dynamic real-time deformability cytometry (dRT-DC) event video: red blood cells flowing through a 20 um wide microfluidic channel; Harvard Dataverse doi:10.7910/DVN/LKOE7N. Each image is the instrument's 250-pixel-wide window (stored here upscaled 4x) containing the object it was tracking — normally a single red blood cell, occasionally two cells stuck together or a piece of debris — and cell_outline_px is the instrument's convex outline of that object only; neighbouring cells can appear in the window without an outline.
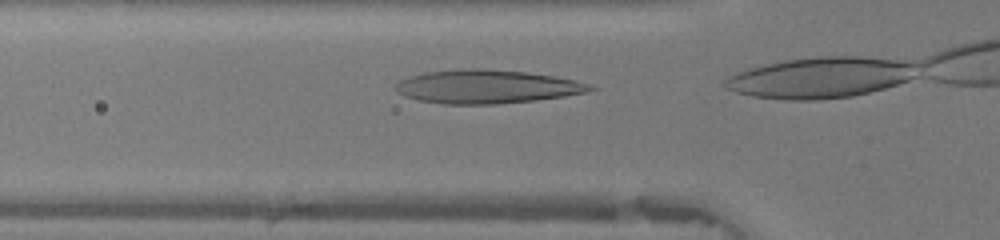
{"species": "human", "species_latin": "Homo sapiens", "temperature_condition": "warm", "stored_images_in_passage": 6, "camera_frame_rate_fps": 3000, "um_per_image_px": 0.085, "donor": {"sex": "female"}, "frame": {"image": 1, "passage_image": 4, "time_ms": 1.0, "image_size_px": [1000, 240], "cell_outline_px": [[600, 88], [588, 92], [564, 96], [536, 100], [496, 104], [444, 104], [420, 100], [404, 96], [396, 92], [392, 88], [400, 80], [408, 76], [428, 72], [460, 68], [484, 68], [524, 72], [552, 76], [576, 80]], "centroid_in_image_um": [41.36, 7.36], "position_along_channel_um": 84.4, "area_um2": 38.21}}